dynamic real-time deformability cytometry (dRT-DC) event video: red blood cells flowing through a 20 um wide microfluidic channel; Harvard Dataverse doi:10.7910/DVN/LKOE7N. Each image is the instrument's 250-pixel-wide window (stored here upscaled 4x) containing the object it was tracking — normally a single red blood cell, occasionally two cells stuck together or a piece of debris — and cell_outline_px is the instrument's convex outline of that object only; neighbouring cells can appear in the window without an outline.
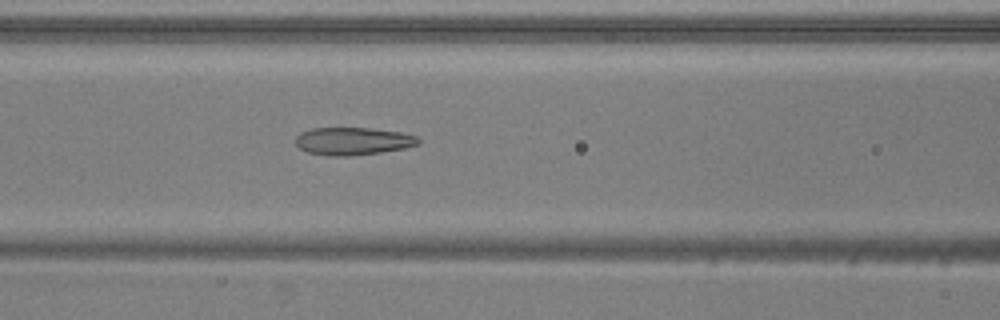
{"species": "common noctule bat (a hibernating species)", "species_latin": "Nyctalus noctula", "temperature_condition": "warm", "stored_images_in_passage": 41, "camera_frame_rate_fps": 3000, "um_per_image_px": 0.085, "animal": {"sex": "male", "body_mass_g": 20.5, "forearm_length_mm": 52.5}, "frame": {"image": 1, "passage_image": 10, "time_ms": 3.0, "image_size_px": [1000, 320], "cell_outline_px": [[420, 144], [404, 148], [380, 152], [352, 156], [328, 156], [308, 152], [300, 148], [296, 144], [296, 136], [300, 132], [312, 128], [368, 128], [400, 132], [416, 136], [420, 140]], "centroid_in_image_um": [29.98, 12.0], "position_along_channel_um": 136.6, "area_um2": 19.77}}
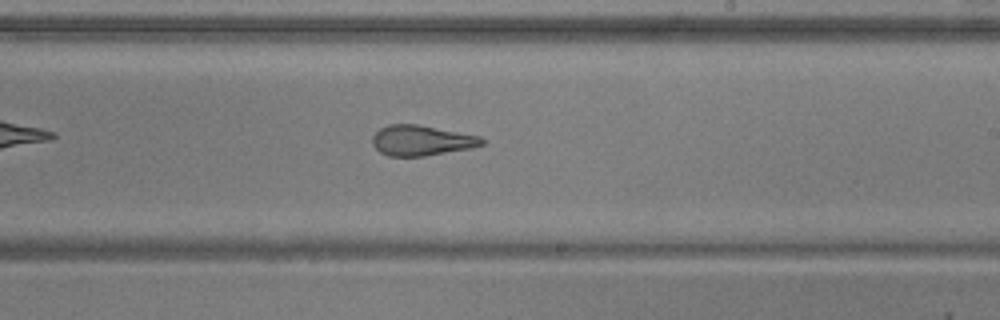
{"frame": {"image": 2, "passage_image": 19, "time_ms": 6.0, "image_size_px": [1000, 320], "cell_outline_px": [[484, 144], [472, 148], [424, 156], [388, 156], [380, 152], [372, 144], [372, 136], [380, 128], [388, 124], [416, 124], [480, 136], [484, 140]], "centroid_in_image_um": [35.81, 11.94], "position_along_channel_um": 253.2, "area_um2": 19.31}}
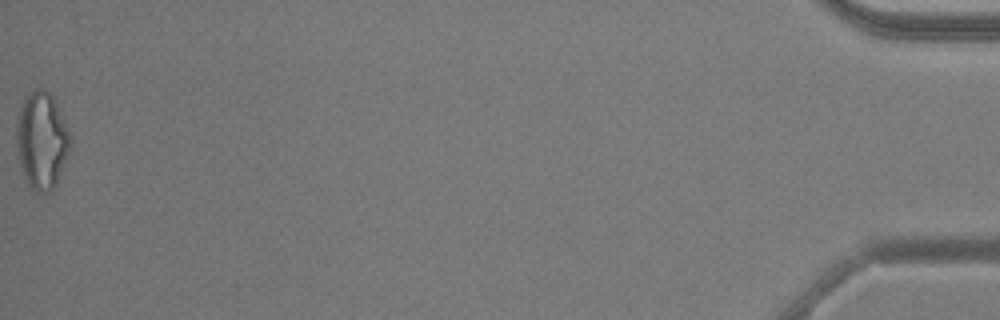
{"frame": {"image": 3, "passage_image": 41, "time_ms": 13.333, "image_size_px": [1000, 320], "cell_outline_px": [[72, 140], [68, 152], [56, 184], [52, 192], [36, 192], [24, 180], [20, 164], [16, 144], [16, 120], [20, 108], [28, 92], [36, 88], [44, 88], [52, 96], [56, 104]], "centroid_in_image_um": [3.52, 11.95], "position_along_channel_um": 431.7, "area_um2": 30.29}, "authors_computed_cell_mechanics": {"area_um2": 21.097, "velocity_mm_per_s": 3.8969, "shape_relaxation_time_tau1_ms": 7.3849, "shape_relaxation_time_tau2_ms": 1.5846, "deformation_change_tau1": 0.2206, "deformation_change_tau2": 0.1157}}